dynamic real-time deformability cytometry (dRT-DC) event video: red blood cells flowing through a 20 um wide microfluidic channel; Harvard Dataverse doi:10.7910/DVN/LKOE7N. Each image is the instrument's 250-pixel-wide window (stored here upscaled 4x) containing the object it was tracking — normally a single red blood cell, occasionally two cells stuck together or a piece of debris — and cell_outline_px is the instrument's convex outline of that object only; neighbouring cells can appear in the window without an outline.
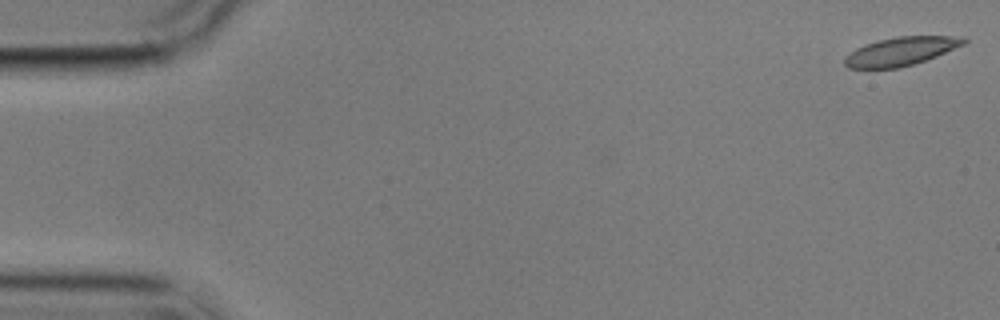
{"species": "common noctule bat (a hibernating species)", "species_latin": "Nyctalus noctula", "temperature_condition": "cold", "stored_images_in_passage": 6, "segment_of_instrument_passage": [1, 2], "camera_frame_rate_fps": 3000, "um_per_image_px": 0.085, "animal": {"sex": "male", "body_mass_g": 17.9}, "frame": {"image": 1, "passage_image": 1, "time_ms": 0.0, "image_size_px": [1000, 320], "cell_outline_px": [[968, 40], [964, 44], [936, 56], [900, 68], [848, 68], [844, 64], [844, 56], [856, 48], [864, 44], [896, 36], [964, 36]], "centroid_in_image_um": [76.56, 4.35], "position_along_channel_um": 8.4, "area_um2": 19.71}}